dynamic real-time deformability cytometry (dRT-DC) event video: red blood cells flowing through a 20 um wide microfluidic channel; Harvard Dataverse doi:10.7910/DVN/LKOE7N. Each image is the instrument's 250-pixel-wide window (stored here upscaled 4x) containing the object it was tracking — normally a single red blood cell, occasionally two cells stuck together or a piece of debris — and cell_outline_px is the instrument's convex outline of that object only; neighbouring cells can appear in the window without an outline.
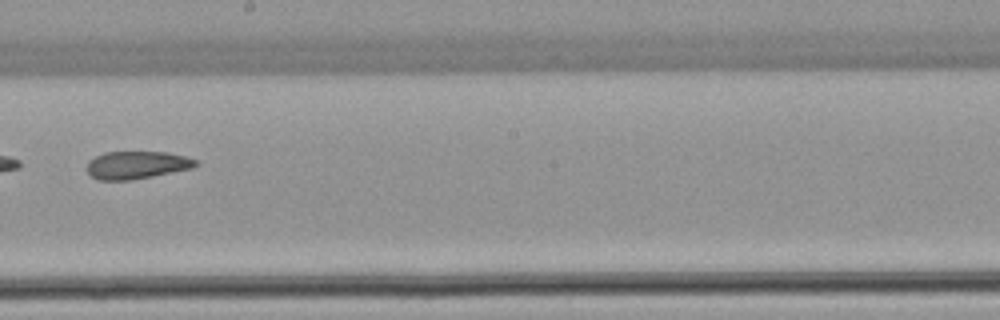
{"species": "common noctule bat (a hibernating species)", "species_latin": "Nyctalus noctula", "temperature_condition": "warm", "stored_images_in_passage": 44, "camera_frame_rate_fps": 3000, "um_per_image_px": 0.085, "animal": {"sex": "female", "body_mass_g": 22.7, "forearm_length_mm": 54.2}, "frame": {"image": 1, "passage_image": 26, "time_ms": 8.333, "image_size_px": [1000, 320], "cell_outline_px": [[200, 164], [192, 168], [132, 180], [96, 180], [88, 176], [88, 160], [104, 152], [168, 152], [200, 160]], "centroid_in_image_um": [11.63, 14.03], "position_along_channel_um": 236.6, "area_um2": 17.74}}